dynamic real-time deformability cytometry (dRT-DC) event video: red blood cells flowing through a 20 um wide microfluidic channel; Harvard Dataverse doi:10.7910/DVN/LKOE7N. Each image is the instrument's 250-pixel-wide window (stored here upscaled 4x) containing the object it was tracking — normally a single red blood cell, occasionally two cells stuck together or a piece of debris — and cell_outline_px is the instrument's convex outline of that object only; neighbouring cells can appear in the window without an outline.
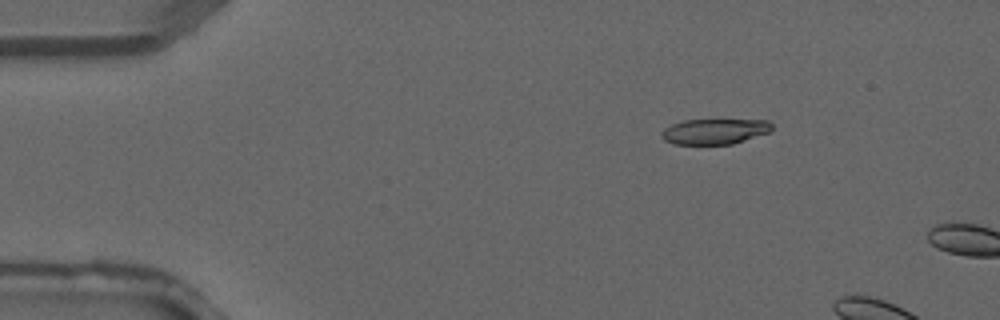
{"species": "common noctule bat (a hibernating species)", "species_latin": "Nyctalus noctula", "temperature_condition": "warm", "stored_images_in_passage": 3, "camera_frame_rate_fps": 3000, "um_per_image_px": 0.085, "animal": {"sex": "male", "forearm_length_mm": 52.5}, "frame": {"image": 1, "passage_image": 2, "time_ms": 0.333, "image_size_px": [1000, 320], "cell_outline_px": [[772, 132], [732, 144], [672, 144], [664, 140], [660, 136], [660, 132], [664, 128], [672, 124], [684, 120], [768, 120], [772, 124]], "centroid_in_image_um": [60.74, 11.17], "position_along_channel_um": 24.3, "area_um2": 16.53}}